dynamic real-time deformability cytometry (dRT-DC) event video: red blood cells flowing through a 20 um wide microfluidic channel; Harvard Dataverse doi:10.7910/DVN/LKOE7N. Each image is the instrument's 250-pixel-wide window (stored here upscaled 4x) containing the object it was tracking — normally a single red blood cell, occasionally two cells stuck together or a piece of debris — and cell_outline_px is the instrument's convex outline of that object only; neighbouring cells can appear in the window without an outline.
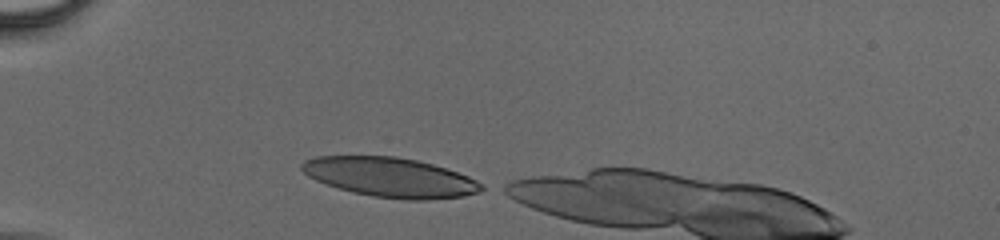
{"species": "human", "species_latin": "Homo sapiens", "temperature_condition": "cold", "stored_images_in_passage": 33, "camera_frame_rate_fps": 3000, "um_per_image_px": 0.085, "donor": {"sex": "male"}, "frame": {"image": 1, "passage_image": 1, "time_ms": 0.0, "image_size_px": [1000, 240], "cell_outline_px": [[488, 188], [480, 192], [464, 196], [424, 200], [404, 200], [372, 196], [352, 192], [316, 180], [308, 176], [300, 168], [300, 164], [304, 160], [316, 156], [396, 156], [416, 160], [432, 164], [468, 176], [484, 184]], "centroid_in_image_um": [33.19, 15.07], "position_along_channel_um": 51.8, "area_um2": 41.44}}
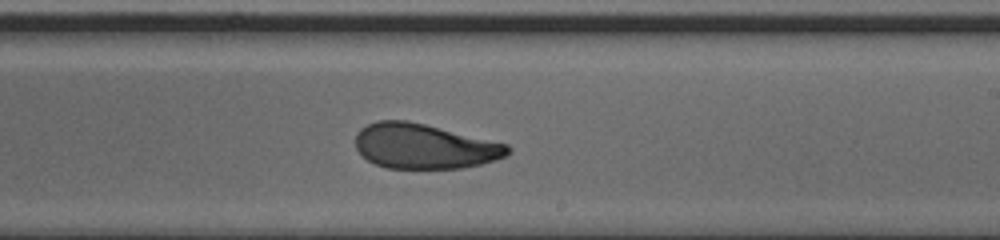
{"frame": {"image": 2, "passage_image": 19, "time_ms": 6.0, "image_size_px": [1000, 240], "cell_outline_px": [[512, 152], [496, 160], [480, 164], [460, 168], [388, 168], [376, 164], [368, 160], [356, 148], [356, 132], [360, 128], [376, 120], [408, 120], [508, 144], [512, 148]], "centroid_in_image_um": [36.07, 12.42], "position_along_channel_um": 252.9, "area_um2": 39.82}}
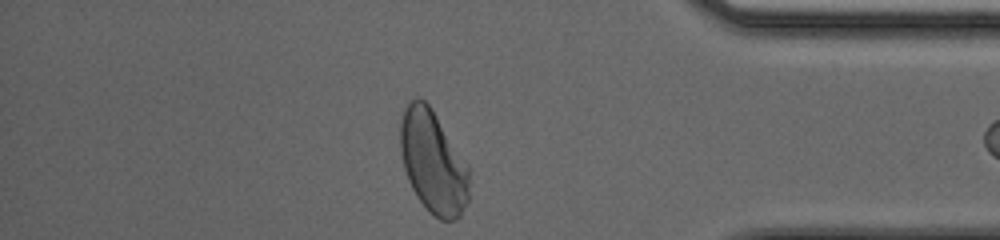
{"frame": {"image": 3, "passage_image": 32, "time_ms": 10.333, "image_size_px": [1000, 240], "cell_outline_px": [[468, 200], [460, 216], [456, 220], [440, 220], [428, 212], [416, 196], [408, 180], [404, 168], [400, 152], [400, 124], [404, 108], [416, 96], [424, 100], [428, 104], [468, 164]], "centroid_in_image_um": [36.79, 13.8], "position_along_channel_um": 398.4, "area_um2": 41.15}}